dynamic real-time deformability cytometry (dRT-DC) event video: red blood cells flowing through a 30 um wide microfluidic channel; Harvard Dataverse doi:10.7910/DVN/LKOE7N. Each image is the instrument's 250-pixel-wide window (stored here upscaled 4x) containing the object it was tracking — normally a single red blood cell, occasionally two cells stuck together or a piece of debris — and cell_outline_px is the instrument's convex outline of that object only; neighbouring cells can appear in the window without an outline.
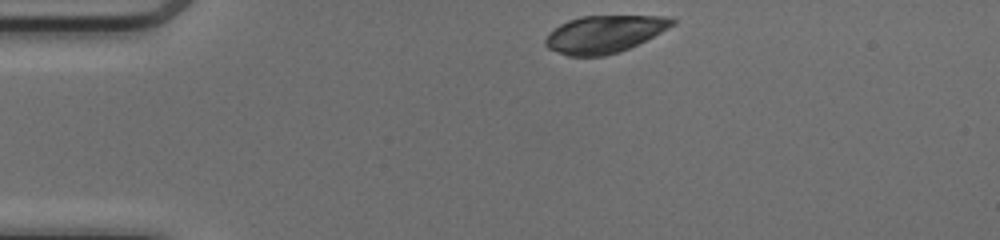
{"species": "common noctule bat (a hibernating species)", "species_latin": "Nyctalus noctula", "temperature_condition": "cold", "stored_images_in_passage": 41, "camera_frame_rate_fps": 3000, "um_per_image_px": 0.085, "animal": {"sex": "female", "body_mass_g": 17.0, "forearm_length_mm": 48.0}, "frame": {"image": 1, "passage_image": 1, "time_ms": 0.0, "image_size_px": [1000, 240], "cell_outline_px": [[676, 24], [620, 52], [604, 56], [568, 56], [548, 48], [544, 44], [544, 40], [548, 32], [560, 24], [568, 20], [580, 16], [664, 16], [676, 20]], "centroid_in_image_um": [51.32, 2.9], "position_along_channel_um": 33.7, "area_um2": 27.46}}
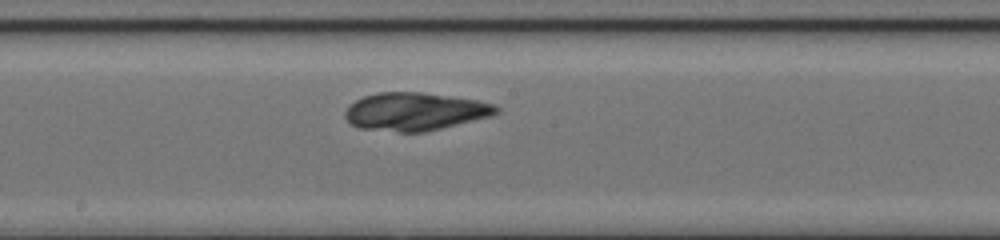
{"frame": {"image": 2, "passage_image": 18, "time_ms": 5.667, "image_size_px": [1000, 240], "cell_outline_px": [[500, 112], [492, 116], [424, 132], [400, 132], [360, 128], [352, 124], [344, 116], [344, 112], [348, 104], [364, 96], [380, 92], [420, 92], [476, 100], [496, 104], [500, 108]], "centroid_in_image_um": [35.28, 9.48], "position_along_channel_um": 212.9, "area_um2": 33.41}}
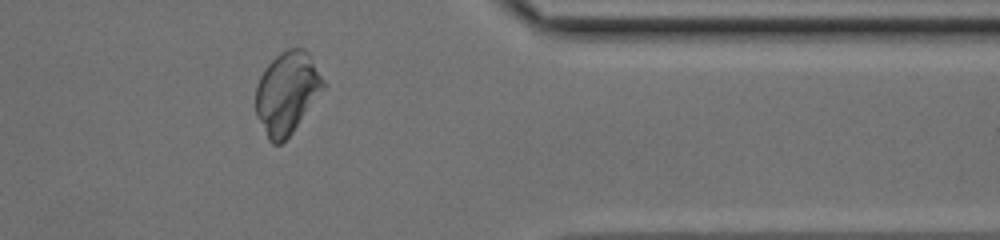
{"frame": {"image": 3, "passage_image": 32, "time_ms": 10.333, "image_size_px": [1000, 240], "cell_outline_px": [[328, 84], [292, 132], [280, 144], [272, 144], [268, 140], [256, 116], [256, 84], [260, 76], [268, 64], [280, 52], [288, 48], [304, 48], [308, 52]], "centroid_in_image_um": [24.41, 7.87], "position_along_channel_um": 387.0, "area_um2": 32.48}}